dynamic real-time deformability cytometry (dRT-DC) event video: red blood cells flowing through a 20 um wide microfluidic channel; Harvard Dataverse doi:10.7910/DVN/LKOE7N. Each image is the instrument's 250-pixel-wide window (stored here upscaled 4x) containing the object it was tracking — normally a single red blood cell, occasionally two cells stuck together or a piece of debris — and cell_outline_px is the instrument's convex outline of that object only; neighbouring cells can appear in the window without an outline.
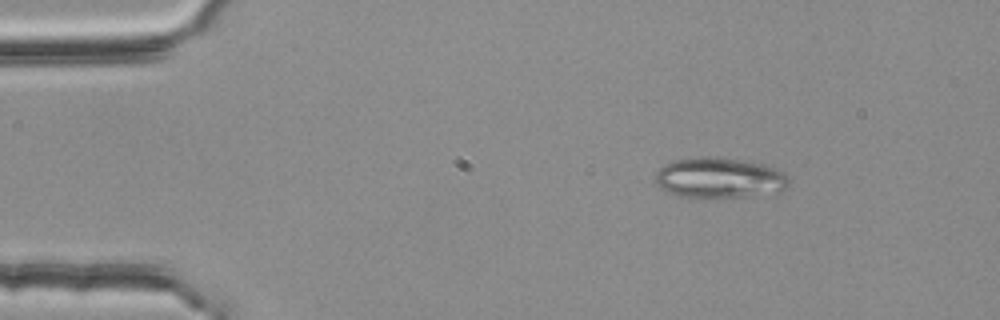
{"species": "common noctule bat (a hibernating species)", "species_latin": "Nyctalus noctula", "temperature_condition": "room temperature", "stored_images_in_passage": 10, "camera_frame_rate_fps": 3000, "um_per_image_px": 0.085, "animal": {"sex": "female", "body_mass_g": 25.1}, "frame": {"image": 1, "passage_image": 1, "time_ms": 0.0, "image_size_px": [1000, 320], "cell_outline_px": [[788, 184], [784, 192], [752, 196], [680, 196], [668, 192], [660, 188], [656, 184], [656, 172], [664, 164], [672, 160], [704, 156], [744, 160], [764, 164], [776, 168], [784, 172], [788, 176]], "centroid_in_image_um": [61.19, 15.1], "position_along_channel_um": 23.8, "area_um2": 31.5}}